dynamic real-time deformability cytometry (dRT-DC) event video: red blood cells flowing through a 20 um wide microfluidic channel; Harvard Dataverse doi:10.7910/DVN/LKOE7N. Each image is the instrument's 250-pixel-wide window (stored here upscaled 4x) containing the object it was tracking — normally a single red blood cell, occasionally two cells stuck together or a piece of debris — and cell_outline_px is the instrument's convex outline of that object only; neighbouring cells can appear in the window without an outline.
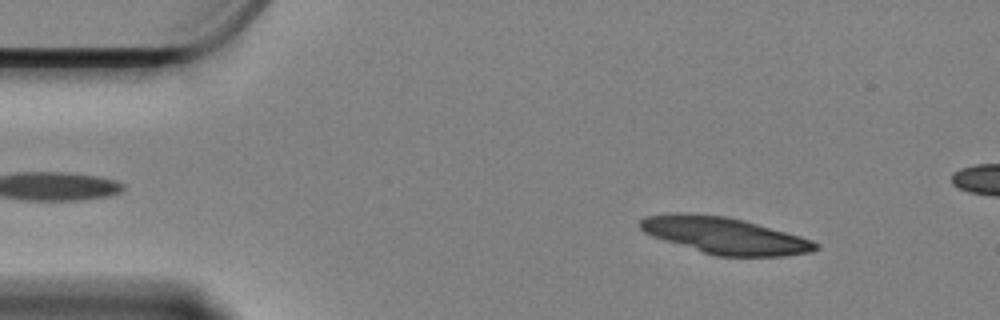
{"species": "Egyptian fruit bat (a non-hibernating species)", "species_latin": "Rousettus aegyptiacus", "temperature_condition": "cold", "stored_images_in_passage": 57, "camera_frame_rate_fps": 3000, "um_per_image_px": 0.085, "animal": {"sex": "female"}, "frame": {"image": 1, "passage_image": 6, "time_ms": 1.667, "image_size_px": [1000, 320], "cell_outline_px": [[820, 248], [812, 252], [784, 256], [716, 256], [664, 240], [652, 236], [644, 232], [640, 228], [640, 220], [644, 216], [676, 212], [680, 212], [728, 216], [744, 220], [800, 236], [812, 240], [820, 244]], "centroid_in_image_um": [61.61, 20.01], "position_along_channel_um": 23.4, "area_um2": 37.4}}
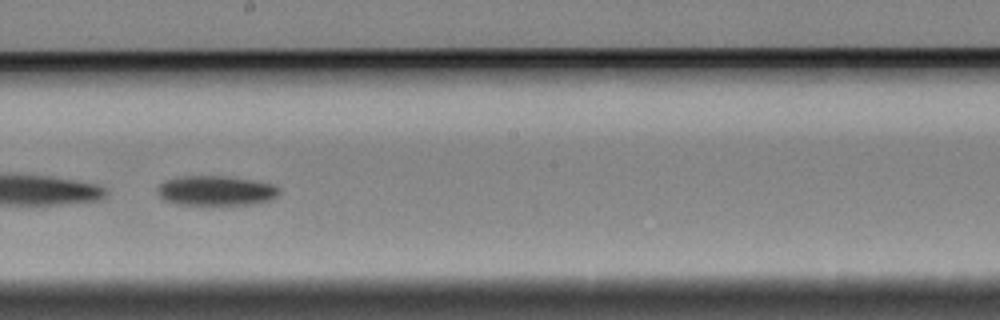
{"frame": {"image": 2, "passage_image": 31, "time_ms": 10.0, "image_size_px": [1000, 320], "cell_outline_px": [[280, 192], [272, 200], [252, 204], [176, 204], [164, 200], [156, 192], [156, 188], [164, 180], [184, 176], [224, 176], [272, 184], [280, 188]], "centroid_in_image_um": [18.33, 16.21], "position_along_channel_um": 229.9, "area_um2": 20.98}}
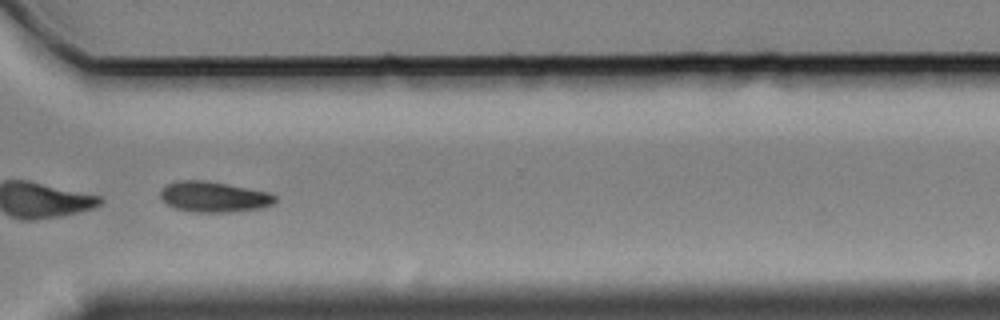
{"frame": {"image": 3, "passage_image": 42, "time_ms": 13.667, "image_size_px": [1000, 320], "cell_outline_px": [[276, 200], [272, 204], [260, 208], [232, 212], [192, 212], [176, 208], [168, 204], [160, 196], [160, 192], [168, 184], [176, 180], [208, 180], [272, 192], [276, 196]], "centroid_in_image_um": [18.22, 16.72], "position_along_channel_um": 352.4, "area_um2": 20.58}, "authors_computed_cell_mechanics": {"area_um2": 22.7154, "velocity_mm_per_s": 3.337, "shape_relaxation_time_tau1_ms": 4.3837, "shape_relaxation_time_tau2_ms": null, "deformation_change_tau1": 0.116, "deformation_change_tau2": null}}